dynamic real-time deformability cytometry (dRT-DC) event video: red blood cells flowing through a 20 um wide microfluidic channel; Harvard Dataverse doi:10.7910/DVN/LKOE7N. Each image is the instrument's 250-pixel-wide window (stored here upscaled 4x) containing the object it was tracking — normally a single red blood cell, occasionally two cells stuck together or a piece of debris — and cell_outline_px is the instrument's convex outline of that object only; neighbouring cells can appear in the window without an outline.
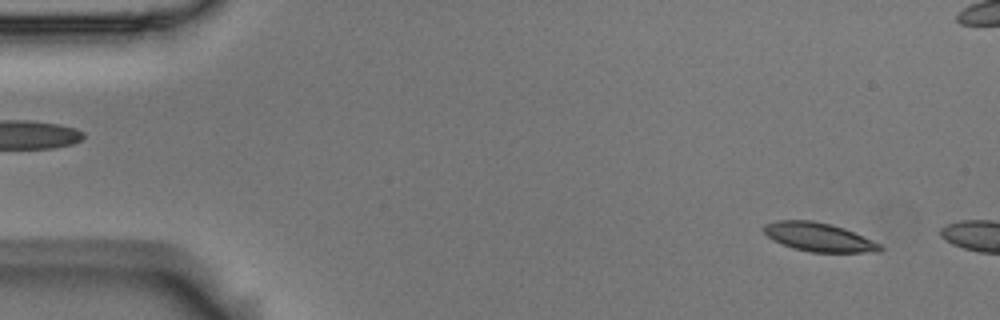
{"species": "Egyptian fruit bat (a non-hibernating species)", "species_latin": "Rousettus aegyptiacus", "temperature_condition": "room temperature", "stored_images_in_passage": 2, "camera_frame_rate_fps": 3000, "um_per_image_px": 0.085, "animal": {"sex": "male"}, "frame": {"image": 1, "passage_image": 1, "time_ms": 0.0, "image_size_px": [1000, 320], "cell_outline_px": [[884, 248], [880, 252], [812, 252], [792, 248], [768, 236], [760, 228], [764, 224], [776, 220], [812, 220], [832, 224], [844, 228], [872, 240], [880, 244]], "centroid_in_image_um": [69.59, 20.14], "position_along_channel_um": 15.4, "area_um2": 19.42}}